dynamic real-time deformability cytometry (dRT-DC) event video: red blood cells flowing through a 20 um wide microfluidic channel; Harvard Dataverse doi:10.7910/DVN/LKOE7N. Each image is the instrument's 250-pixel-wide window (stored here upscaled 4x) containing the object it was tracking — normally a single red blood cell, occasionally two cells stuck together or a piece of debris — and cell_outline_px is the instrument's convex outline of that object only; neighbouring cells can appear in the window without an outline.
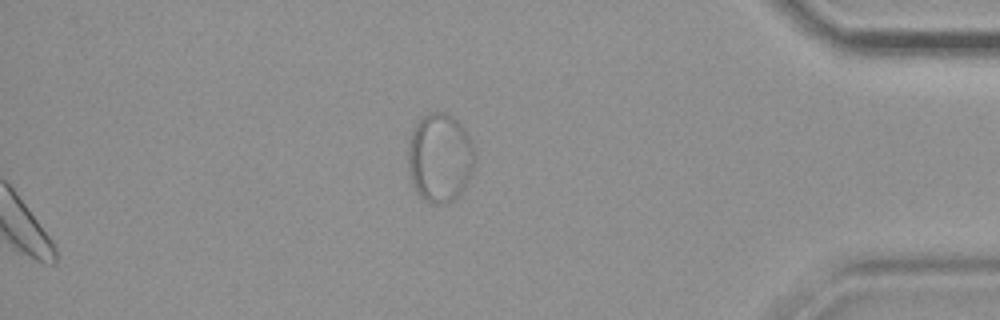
{"species": "common noctule bat (a hibernating species)", "species_latin": "Nyctalus noctula", "temperature_condition": "warm", "stored_images_in_passage": 38, "segment_of_instrument_passage": [2, 2], "camera_frame_rate_fps": 3000, "um_per_image_px": 0.085, "animal": {"sex": "female", "body_mass_g": 19.9}, "frame": {"image": 1, "passage_image": 38, "time_ms": 12.333, "image_size_px": [1000, 320], "cell_outline_px": [[476, 160], [472, 172], [464, 188], [456, 200], [448, 204], [428, 204], [416, 192], [412, 184], [408, 168], [408, 140], [412, 128], [420, 116], [428, 112], [444, 112], [452, 116], [464, 128], [472, 144]], "centroid_in_image_um": [37.37, 13.42], "position_along_channel_um": 397.8, "area_um2": 35.37}}